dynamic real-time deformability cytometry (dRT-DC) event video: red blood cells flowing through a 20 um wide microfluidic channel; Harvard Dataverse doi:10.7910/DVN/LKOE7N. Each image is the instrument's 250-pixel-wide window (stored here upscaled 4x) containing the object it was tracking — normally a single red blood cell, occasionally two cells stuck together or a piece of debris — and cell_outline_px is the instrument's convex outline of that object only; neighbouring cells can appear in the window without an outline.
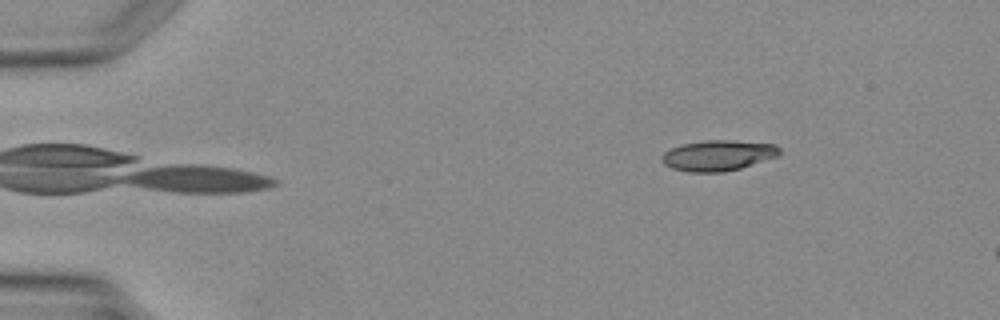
{"species": "Egyptian fruit bat (a non-hibernating species)", "species_latin": "Rousettus aegyptiacus", "temperature_condition": "warm", "stored_images_in_passage": 3, "camera_frame_rate_fps": 3000, "um_per_image_px": 0.085, "animal": {"sex": "female"}, "frame": {"image": 1, "passage_image": 1, "time_ms": 0.0, "image_size_px": [1000, 320], "cell_outline_px": [[780, 156], [740, 168], [724, 172], [688, 172], [672, 168], [664, 164], [660, 160], [660, 156], [664, 152], [680, 144], [708, 140], [732, 140], [776, 144], [780, 148]], "centroid_in_image_um": [61.04, 13.21], "position_along_channel_um": 24.0, "area_um2": 21.21}}